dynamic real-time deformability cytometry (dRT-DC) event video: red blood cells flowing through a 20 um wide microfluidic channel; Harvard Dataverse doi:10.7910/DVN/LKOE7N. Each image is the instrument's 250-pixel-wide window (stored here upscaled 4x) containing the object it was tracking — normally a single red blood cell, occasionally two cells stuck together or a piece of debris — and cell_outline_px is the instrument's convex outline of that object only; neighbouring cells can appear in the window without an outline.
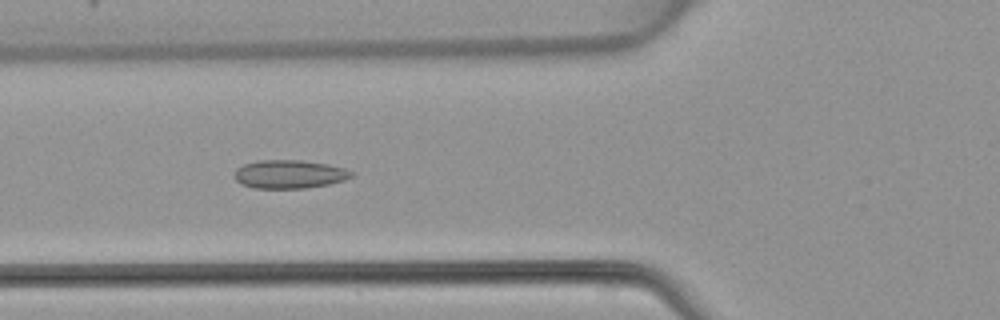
{"species": "common noctule bat (a hibernating species)", "species_latin": "Nyctalus noctula", "temperature_condition": "warm", "stored_images_in_passage": 48, "camera_frame_rate_fps": 3000, "um_per_image_px": 0.085, "animal": {"sex": "female", "body_mass_g": 22.7, "forearm_length_mm": 54.2}, "frame": {"image": 1, "passage_image": 18, "time_ms": 5.667, "image_size_px": [1000, 320], "cell_outline_px": [[356, 172], [352, 176], [344, 180], [328, 184], [304, 188], [256, 188], [240, 184], [236, 180], [236, 168], [244, 164], [256, 160], [300, 160], [328, 164], [344, 168]], "centroid_in_image_um": [24.61, 14.8], "position_along_channel_um": 101.2, "area_um2": 19.36}}
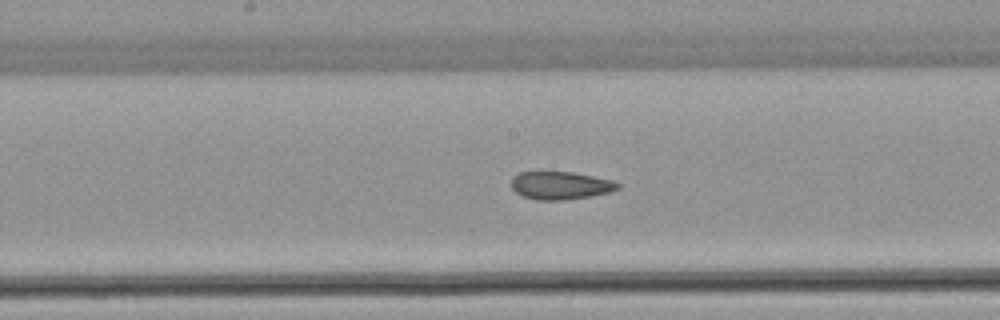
{"frame": {"image": 2, "passage_image": 25, "time_ms": 8.0, "image_size_px": [1000, 320], "cell_outline_px": [[620, 188], [608, 192], [588, 196], [564, 200], [536, 200], [524, 196], [516, 192], [512, 188], [512, 176], [520, 172], [572, 172], [612, 180], [620, 184]], "centroid_in_image_um": [47.62, 15.76], "position_along_channel_um": 200.6, "area_um2": 17.11}}
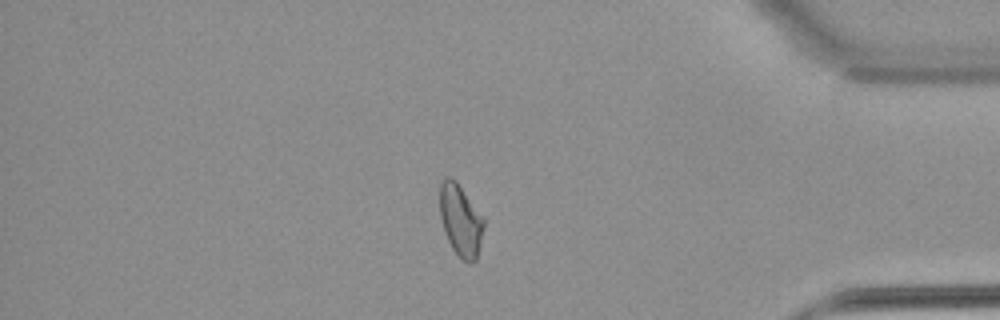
{"frame": {"image": 3, "passage_image": 41, "time_ms": 13.333, "image_size_px": [1000, 320], "cell_outline_px": [[484, 224], [480, 244], [476, 260], [472, 264], [468, 264], [452, 248], [444, 232], [440, 216], [440, 180], [444, 176], [448, 176], [456, 180], [484, 220]], "centroid_in_image_um": [39.12, 18.71], "position_along_channel_um": 396.1, "area_um2": 18.21}}